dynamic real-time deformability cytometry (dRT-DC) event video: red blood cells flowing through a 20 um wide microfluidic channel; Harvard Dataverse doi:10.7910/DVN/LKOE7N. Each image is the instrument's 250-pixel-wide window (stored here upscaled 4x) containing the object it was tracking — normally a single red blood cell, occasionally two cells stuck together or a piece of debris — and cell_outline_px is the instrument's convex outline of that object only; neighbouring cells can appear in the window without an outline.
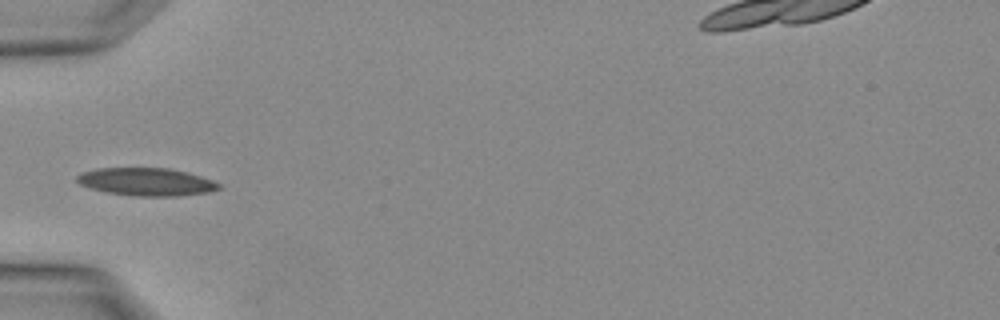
{"species": "Egyptian fruit bat (a non-hibernating species)", "species_latin": "Rousettus aegyptiacus", "temperature_condition": "warm", "stored_images_in_passage": 2, "camera_frame_rate_fps": 3000, "um_per_image_px": 0.085, "animal": {"sex": "female"}, "frame": {"image": 1, "passage_image": 2, "time_ms": 0.333, "image_size_px": [1000, 320], "cell_outline_px": [[220, 188], [208, 192], [176, 196], [140, 196], [108, 192], [92, 188], [80, 184], [76, 180], [76, 176], [84, 172], [96, 168], [168, 168], [200, 176], [212, 180], [220, 184]], "centroid_in_image_um": [12.44, 15.45], "position_along_channel_um": 72.6, "area_um2": 22.6}}